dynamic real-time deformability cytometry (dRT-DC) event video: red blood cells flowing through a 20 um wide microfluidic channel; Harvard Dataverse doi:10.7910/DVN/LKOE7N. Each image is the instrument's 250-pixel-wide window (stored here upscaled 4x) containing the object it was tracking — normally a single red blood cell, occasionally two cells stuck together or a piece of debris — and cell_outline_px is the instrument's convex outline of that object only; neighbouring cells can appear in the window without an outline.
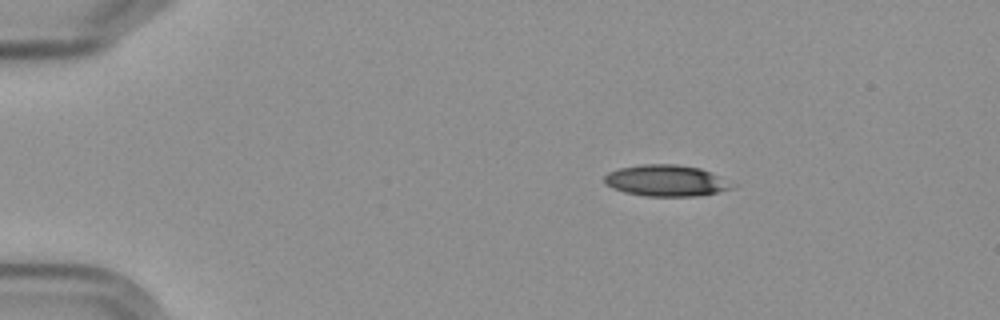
{"species": "Egyptian fruit bat (a non-hibernating species)", "species_latin": "Rousettus aegyptiacus", "temperature_condition": "cold", "stored_images_in_passage": 4, "camera_frame_rate_fps": 3000, "um_per_image_px": 0.085, "frame": {"image": 1, "passage_image": 1, "time_ms": 0.0, "image_size_px": [1000, 320], "cell_outline_px": [[732, 188], [716, 192], [696, 196], [644, 196], [624, 192], [612, 188], [604, 184], [604, 176], [608, 172], [620, 168], [644, 164], [676, 164], [700, 168], [712, 172]], "centroid_in_image_um": [56.5, 15.35], "position_along_channel_um": 28.5, "area_um2": 22.89}}
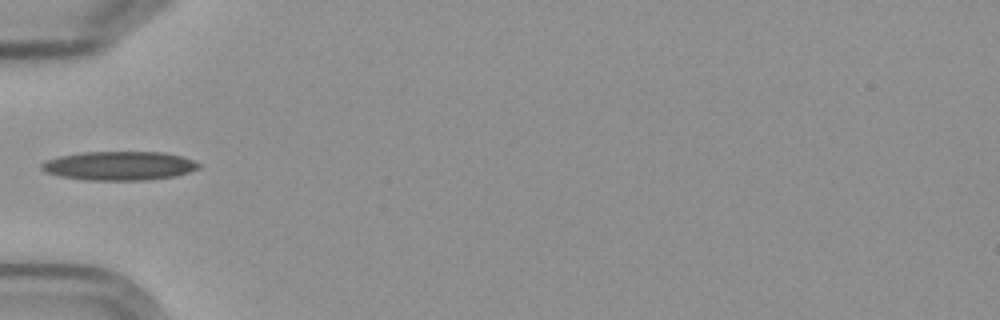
{"frame": {"image": 2, "passage_image": 4, "time_ms": 3.333, "image_size_px": [1000, 320], "cell_outline_px": [[200, 168], [176, 176], [148, 180], [88, 180], [60, 176], [44, 172], [40, 168], [40, 164], [44, 160], [60, 156], [80, 152], [164, 152], [180, 156], [192, 160], [200, 164]], "centroid_in_image_um": [10.1, 14.09], "position_along_channel_um": 74.9, "area_um2": 26.59}}